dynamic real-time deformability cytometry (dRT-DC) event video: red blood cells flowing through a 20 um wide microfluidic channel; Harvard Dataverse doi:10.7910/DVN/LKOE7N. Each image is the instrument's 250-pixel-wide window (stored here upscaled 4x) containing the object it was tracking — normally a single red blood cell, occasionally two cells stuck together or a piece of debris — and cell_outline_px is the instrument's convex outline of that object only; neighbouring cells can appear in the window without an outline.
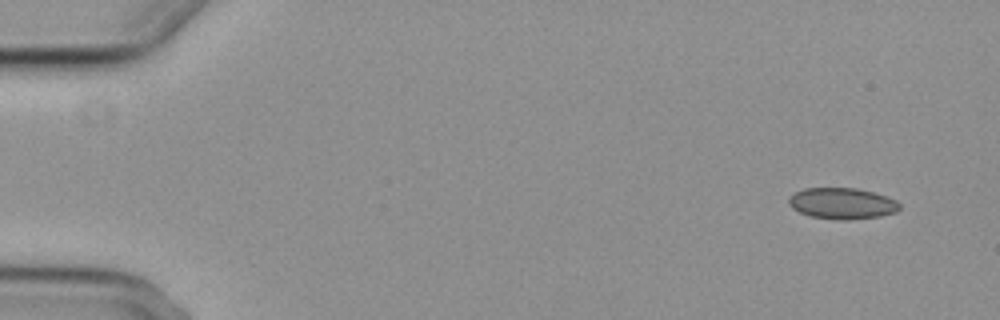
{"species": "common noctule bat (a hibernating species)", "species_latin": "Nyctalus noctula", "temperature_condition": "cold", "stored_images_in_passage": 5, "segment_of_instrument_passage": [2, 2], "camera_frame_rate_fps": 3000, "um_per_image_px": 0.085, "animal": {"sex": "female", "body_mass_g": 29.2, "forearm_length_mm": 56.3}, "frame": {"image": 1, "passage_image": 5, "time_ms": 6.0, "image_size_px": [1000, 320], "cell_outline_px": [[900, 208], [896, 212], [880, 216], [848, 220], [836, 220], [808, 216], [792, 208], [788, 204], [788, 196], [804, 188], [856, 188], [872, 192], [896, 200], [900, 204]], "centroid_in_image_um": [71.55, 17.3], "position_along_channel_um": 13.5, "area_um2": 20.23}}